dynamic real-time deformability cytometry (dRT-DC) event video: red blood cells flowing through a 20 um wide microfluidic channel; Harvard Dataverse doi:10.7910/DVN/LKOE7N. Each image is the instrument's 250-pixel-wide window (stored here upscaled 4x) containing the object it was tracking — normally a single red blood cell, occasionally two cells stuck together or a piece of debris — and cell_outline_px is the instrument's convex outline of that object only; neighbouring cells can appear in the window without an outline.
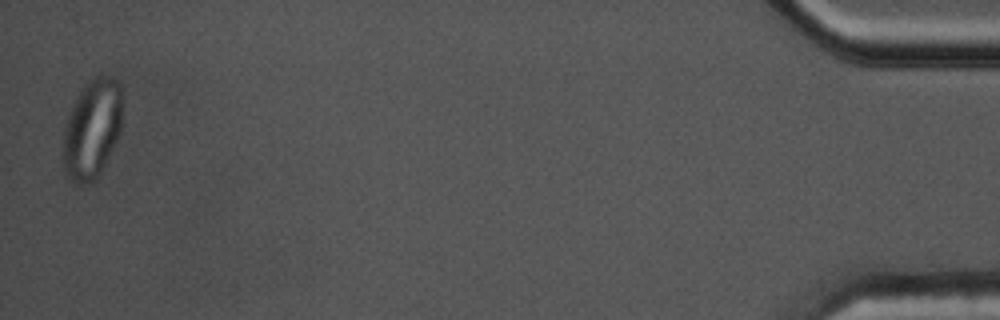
{"species": "common noctule bat (a hibernating species)", "species_latin": "Nyctalus noctula", "temperature_condition": "cold", "stored_images_in_passage": 57, "segment_of_instrument_passage": [2, 2], "camera_frame_rate_fps": 3000, "um_per_image_px": 0.085, "animal": {"sex": "male", "body_mass_g": 17.5, "forearm_length_mm": 52.3}, "frame": {"image": 1, "passage_image": 56, "time_ms": 18.333, "image_size_px": [1000, 320], "cell_outline_px": [[124, 116], [120, 132], [96, 180], [88, 184], [72, 184], [64, 172], [64, 128], [72, 108], [80, 92], [88, 80], [96, 76], [112, 76], [120, 84]], "centroid_in_image_um": [7.86, 10.97], "position_along_channel_um": 427.3, "area_um2": 34.33}}